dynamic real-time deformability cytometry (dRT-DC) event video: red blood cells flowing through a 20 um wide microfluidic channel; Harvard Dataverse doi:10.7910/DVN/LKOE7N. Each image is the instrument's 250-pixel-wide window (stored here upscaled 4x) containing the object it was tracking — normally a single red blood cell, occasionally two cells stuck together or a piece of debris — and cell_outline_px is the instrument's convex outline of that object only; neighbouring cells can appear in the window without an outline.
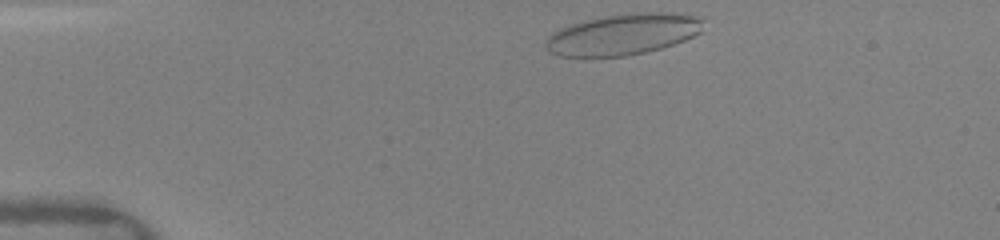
{"species": "human", "species_latin": "Homo sapiens", "temperature_condition": "warm", "stored_images_in_passage": 40, "camera_frame_rate_fps": 3000, "um_per_image_px": 0.085, "donor": {"sex": "female"}, "frame": {"image": 1, "passage_image": 1, "time_ms": 0.0, "image_size_px": [1000, 240], "cell_outline_px": [[704, 16], [700, 32], [684, 40], [660, 48], [644, 52], [624, 56], [560, 56], [552, 52], [544, 44], [548, 36], [552, 32], [560, 28], [584, 20], [628, 12], [672, 12]], "centroid_in_image_um": [52.99, 2.89], "position_along_channel_um": 32.0, "area_um2": 37.69}}
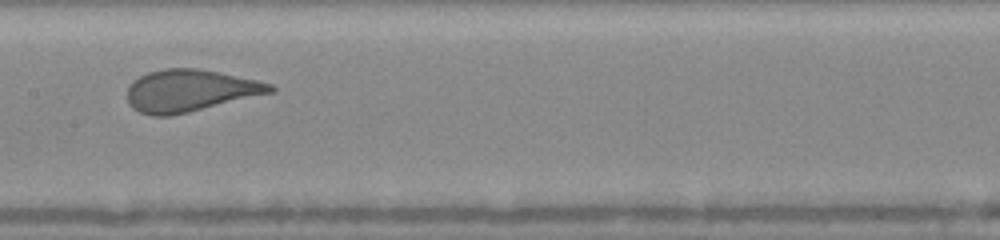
{"frame": {"image": 2, "passage_image": 17, "time_ms": 5.333, "image_size_px": [1000, 240], "cell_outline_px": [[276, 92], [188, 112], [168, 116], [152, 116], [140, 112], [132, 108], [128, 104], [128, 84], [132, 80], [148, 72], [164, 68], [200, 68], [220, 72], [256, 80], [272, 84], [276, 88]], "centroid_in_image_um": [16.15, 7.7], "position_along_channel_um": 191.3, "area_um2": 35.26}}
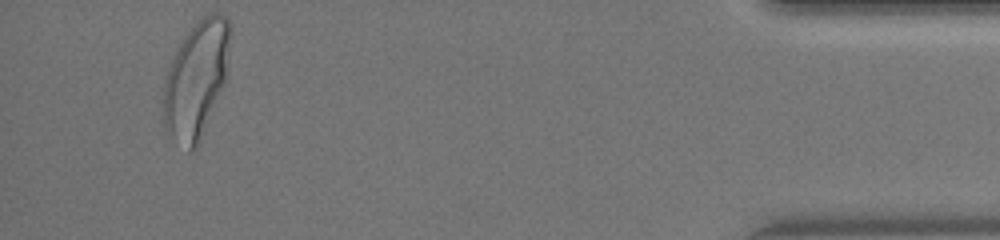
{"frame": {"image": 3, "passage_image": 38, "time_ms": 12.333, "image_size_px": [1000, 240], "cell_outline_px": [[232, 36], [228, 76], [200, 144], [192, 152], [188, 152], [164, 128], [164, 84], [168, 68], [180, 44], [196, 20], [200, 16], [208, 12], [220, 12], [228, 16], [232, 24]], "centroid_in_image_um": [16.77, 6.69], "position_along_channel_um": 418.4, "area_um2": 46.59}, "authors_computed_cell_mechanics": {"area_um2": 37.1365, "velocity_mm_per_s": 4.1267, "shape_relaxation_time_tau1_ms": 4.7072, "shape_relaxation_time_tau2_ms": null, "deformation_change_tau1": 0.1956, "deformation_change_tau2": null}}